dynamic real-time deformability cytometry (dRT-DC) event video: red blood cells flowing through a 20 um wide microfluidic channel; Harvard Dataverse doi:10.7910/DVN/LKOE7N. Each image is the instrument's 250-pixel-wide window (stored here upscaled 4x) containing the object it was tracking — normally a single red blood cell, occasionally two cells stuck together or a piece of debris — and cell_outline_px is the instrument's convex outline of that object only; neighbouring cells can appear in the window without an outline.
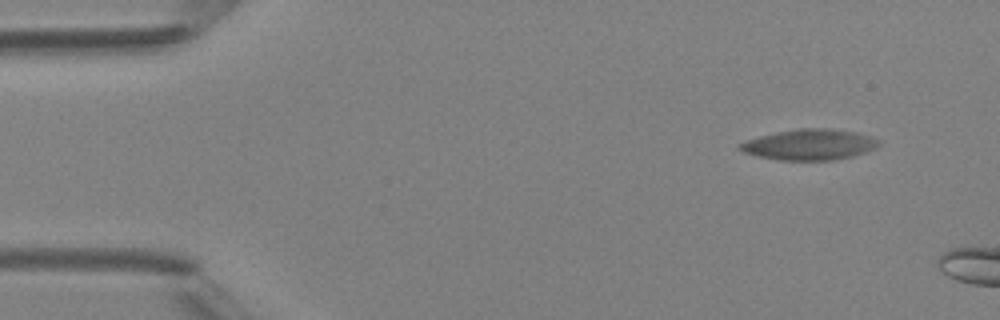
{"species": "Egyptian fruit bat (a non-hibernating species)", "species_latin": "Rousettus aegyptiacus", "temperature_condition": "room temperature", "stored_images_in_passage": 3, "camera_frame_rate_fps": 3000, "um_per_image_px": 0.085, "animal": {"sex": "female"}, "frame": {"image": 1, "passage_image": 1, "time_ms": 0.0, "image_size_px": [1000, 320], "cell_outline_px": [[880, 144], [876, 148], [852, 156], [832, 160], [780, 160], [756, 156], [744, 152], [736, 148], [736, 144], [744, 140], [776, 132], [800, 128], [832, 128], [856, 132], [872, 136], [880, 140]], "centroid_in_image_um": [68.78, 12.28], "position_along_channel_um": 16.2, "area_um2": 25.14}}